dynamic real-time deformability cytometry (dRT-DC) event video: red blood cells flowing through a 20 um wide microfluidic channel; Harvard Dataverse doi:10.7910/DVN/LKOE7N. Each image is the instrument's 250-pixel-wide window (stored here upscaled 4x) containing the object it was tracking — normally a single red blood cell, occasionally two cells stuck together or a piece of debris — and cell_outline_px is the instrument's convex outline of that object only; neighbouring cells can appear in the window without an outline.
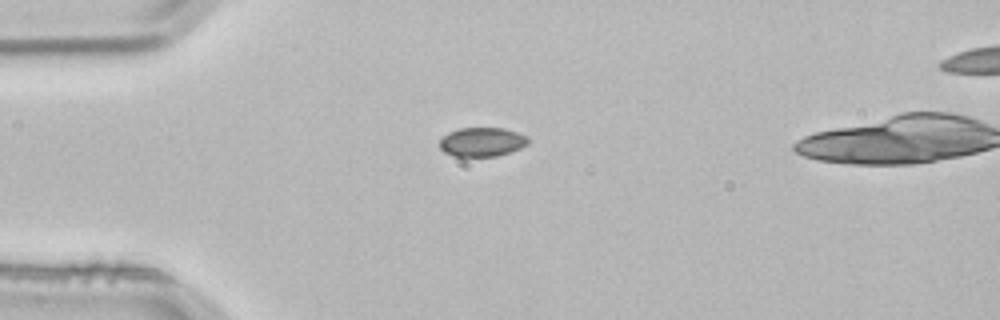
{"species": "common noctule bat (a hibernating species)", "species_latin": "Nyctalus noctula", "temperature_condition": "room temperature", "stored_images_in_passage": 2, "camera_frame_rate_fps": 3000, "um_per_image_px": 0.085, "animal": {"sex": "male", "body_mass_g": 21.5, "forearm_length_mm": 52.0}, "frame": {"image": 1, "passage_image": 1, "time_ms": 0.0, "image_size_px": [1000, 320], "cell_outline_px": [[528, 144], [512, 152], [496, 156], [452, 156], [444, 152], [440, 148], [440, 140], [448, 132], [460, 128], [504, 128], [528, 136]], "centroid_in_image_um": [40.98, 12.07], "position_along_channel_um": 44.0, "area_um2": 15.03}}